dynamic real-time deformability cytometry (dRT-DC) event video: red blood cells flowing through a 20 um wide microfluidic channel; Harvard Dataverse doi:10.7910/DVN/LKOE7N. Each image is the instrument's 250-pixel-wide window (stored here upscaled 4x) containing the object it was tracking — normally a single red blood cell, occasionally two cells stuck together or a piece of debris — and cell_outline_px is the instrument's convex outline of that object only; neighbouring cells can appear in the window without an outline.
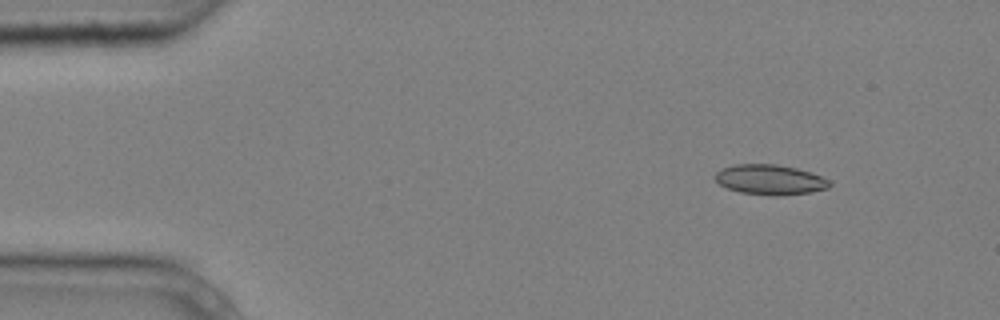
{"species": "common noctule bat (a hibernating species)", "species_latin": "Nyctalus noctula", "temperature_condition": "cold", "stored_images_in_passage": 5, "camera_frame_rate_fps": 3000, "um_per_image_px": 0.085, "animal": {"sex": "male", "body_mass_g": 20.4}, "frame": {"image": 1, "passage_image": 2, "time_ms": 0.333, "image_size_px": [1000, 320], "cell_outline_px": [[832, 184], [828, 188], [812, 192], [780, 196], [772, 196], [740, 192], [728, 188], [720, 184], [716, 180], [716, 172], [720, 168], [736, 164], [776, 164], [796, 168], [812, 172], [828, 180]], "centroid_in_image_um": [65.47, 15.27], "position_along_channel_um": 19.5, "area_um2": 20.11}}